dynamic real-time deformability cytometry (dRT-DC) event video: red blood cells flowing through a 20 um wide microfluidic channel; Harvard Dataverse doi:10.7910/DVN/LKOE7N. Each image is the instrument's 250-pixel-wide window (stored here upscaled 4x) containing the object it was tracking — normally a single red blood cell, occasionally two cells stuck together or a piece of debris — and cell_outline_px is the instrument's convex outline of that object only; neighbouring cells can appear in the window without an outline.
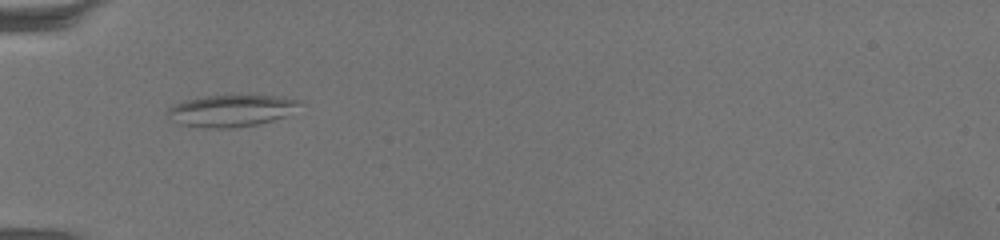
{"species": "common noctule bat (a hibernating species)", "species_latin": "Nyctalus noctula", "temperature_condition": "warm", "stored_images_in_passage": 43, "camera_frame_rate_fps": 3000, "um_per_image_px": 0.085, "animal": {"sex": "female", "body_mass_g": 19.5, "forearm_length_mm": 54.1}, "frame": {"image": 1, "passage_image": 1, "time_ms": 0.0, "image_size_px": [1000, 240], "cell_outline_px": [[304, 100], [300, 104], [284, 116], [260, 124], [232, 128], [200, 128], [180, 124], [172, 120], [164, 112], [168, 108], [184, 100], [204, 96], [276, 96]], "centroid_in_image_um": [19.59, 9.42], "position_along_channel_um": 65.4, "area_um2": 24.39}}
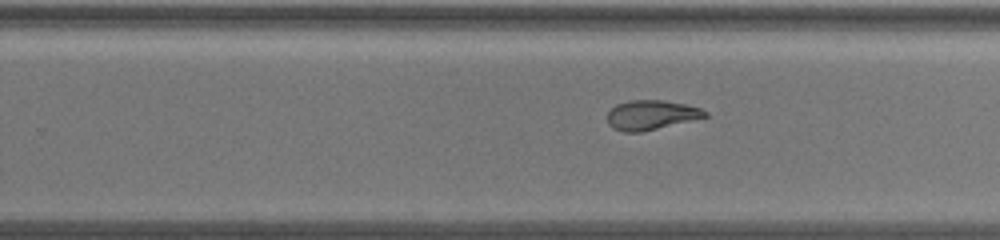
{"frame": {"image": 2, "passage_image": 21, "time_ms": 6.667, "image_size_px": [1000, 240], "cell_outline_px": [[708, 116], [640, 132], [624, 132], [612, 128], [608, 124], [608, 112], [616, 104], [632, 100], [664, 100], [688, 104], [700, 108], [708, 112]], "centroid_in_image_um": [55.34, 9.76], "position_along_channel_um": 274.5, "area_um2": 16.7}}
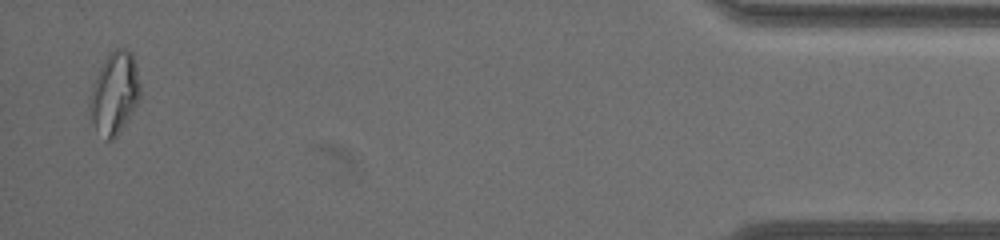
{"frame": {"image": 3, "passage_image": 42, "time_ms": 13.667, "image_size_px": [1000, 240], "cell_outline_px": [[140, 96], [132, 112], [120, 132], [112, 140], [108, 140], [92, 124], [88, 108], [88, 104], [92, 88], [96, 76], [104, 60], [116, 48], [128, 48], [132, 52], [140, 84]], "centroid_in_image_um": [9.73, 7.91], "position_along_channel_um": 425.5, "area_um2": 23.81}, "authors_computed_cell_mechanics": {"area_um2": 18.1492, "velocity_mm_per_s": 3.2074, "shape_relaxation_time_tau1_ms": null, "shape_relaxation_time_tau2_ms": 1.9949, "deformation_change_tau1": null, "deformation_change_tau2": 0.085}}